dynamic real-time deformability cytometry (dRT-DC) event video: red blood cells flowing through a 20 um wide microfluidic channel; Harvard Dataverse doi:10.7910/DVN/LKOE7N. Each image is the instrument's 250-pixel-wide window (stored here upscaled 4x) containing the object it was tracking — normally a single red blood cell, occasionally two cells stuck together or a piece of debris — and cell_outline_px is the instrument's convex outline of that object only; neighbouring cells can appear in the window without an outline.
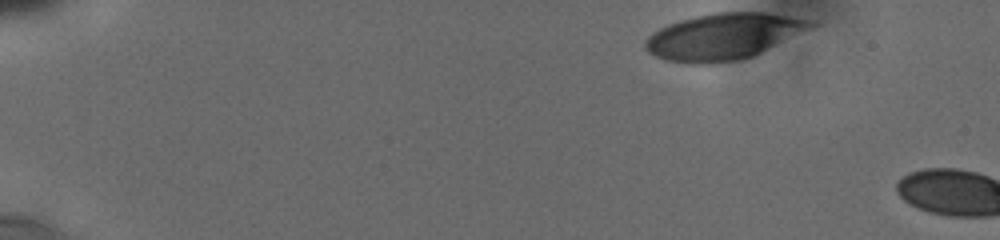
{"species": "human", "species_latin": "Homo sapiens", "temperature_condition": "cold", "stored_images_in_passage": 3, "camera_frame_rate_fps": 3000, "um_per_image_px": 0.085, "donor": {"sex": "male"}, "frame": {"image": 1, "passage_image": 1, "time_ms": 0.0, "image_size_px": [1000, 240], "cell_outline_px": [[820, 24], [812, 28], [752, 56], [740, 60], [712, 64], [692, 64], [664, 60], [648, 52], [644, 48], [644, 40], [652, 32], [668, 24], [680, 20], [696, 16], [716, 12], [764, 12], [816, 20]], "centroid_in_image_um": [61.49, 3.1], "position_along_channel_um": 23.5, "area_um2": 44.85}}